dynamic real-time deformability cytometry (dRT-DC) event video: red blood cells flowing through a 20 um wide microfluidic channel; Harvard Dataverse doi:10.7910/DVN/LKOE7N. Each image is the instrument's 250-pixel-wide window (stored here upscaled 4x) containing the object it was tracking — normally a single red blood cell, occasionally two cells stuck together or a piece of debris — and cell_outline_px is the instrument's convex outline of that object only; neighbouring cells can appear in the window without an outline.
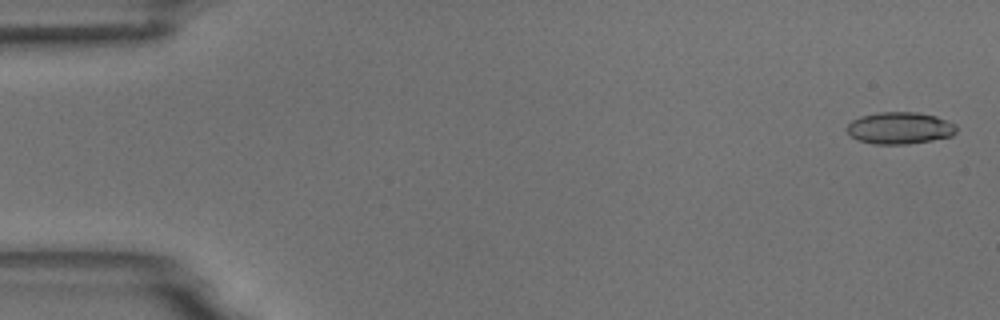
{"species": "common noctule bat (a hibernating species)", "species_latin": "Nyctalus noctula", "temperature_condition": "room temperature", "stored_images_in_passage": 6, "camera_frame_rate_fps": 3000, "um_per_image_px": 0.085, "animal": {"sex": "male", "body_mass_g": 18.8}, "frame": {"image": 1, "passage_image": 1, "time_ms": 0.0, "image_size_px": [1000, 320], "cell_outline_px": [[956, 132], [952, 136], [932, 140], [908, 144], [872, 144], [860, 140], [852, 136], [848, 132], [848, 124], [852, 120], [860, 116], [876, 112], [916, 112], [936, 116], [956, 124]], "centroid_in_image_um": [76.5, 10.88], "position_along_channel_um": 8.5, "area_um2": 20.35}}
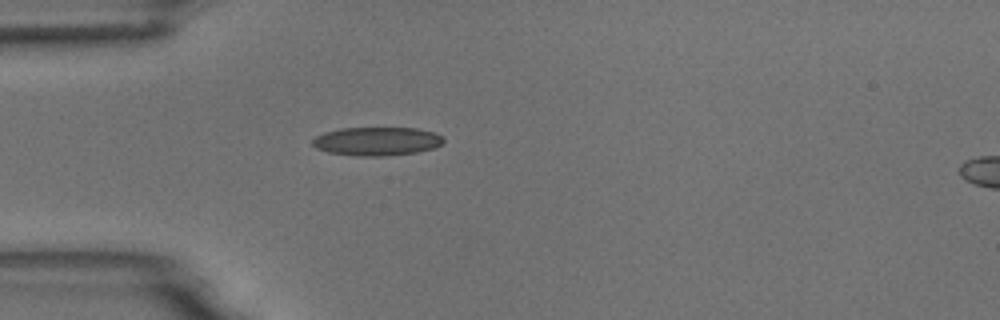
{"frame": {"image": 2, "passage_image": 5, "time_ms": 4.667, "image_size_px": [1000, 320], "cell_outline_px": [[444, 140], [440, 144], [432, 148], [416, 152], [384, 156], [356, 156], [328, 152], [316, 148], [312, 144], [312, 140], [316, 136], [324, 132], [340, 128], [416, 128], [436, 132]], "centroid_in_image_um": [32.0, 12.0], "position_along_channel_um": 53.0, "area_um2": 21.73}}